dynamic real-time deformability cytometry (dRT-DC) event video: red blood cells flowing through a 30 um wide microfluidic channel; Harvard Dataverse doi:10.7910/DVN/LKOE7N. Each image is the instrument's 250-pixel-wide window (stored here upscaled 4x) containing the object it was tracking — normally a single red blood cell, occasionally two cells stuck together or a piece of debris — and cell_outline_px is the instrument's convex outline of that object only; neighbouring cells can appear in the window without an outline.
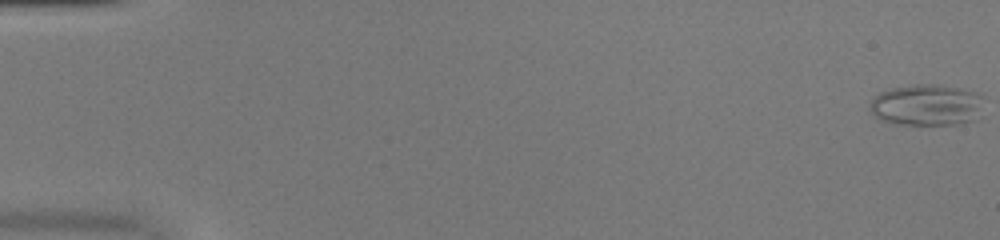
{"species": "common noctule bat (a hibernating species)", "species_latin": "Nyctalus noctula", "temperature_condition": "warm", "stored_images_in_passage": 52, "camera_frame_rate_fps": 3000, "um_per_image_px": 0.085, "animal": {"sex": "female", "body_mass_g": 20.0, "forearm_length_mm": 54.0}, "frame": {"image": 1, "passage_image": 1, "time_ms": 0.0, "image_size_px": [1000, 240], "cell_outline_px": [[984, 116], [976, 120], [956, 124], [896, 124], [880, 120], [872, 112], [868, 104], [880, 92], [892, 88], [916, 84], [940, 84], [980, 92]], "centroid_in_image_um": [78.84, 8.92], "position_along_channel_um": 6.2, "area_um2": 27.92}}
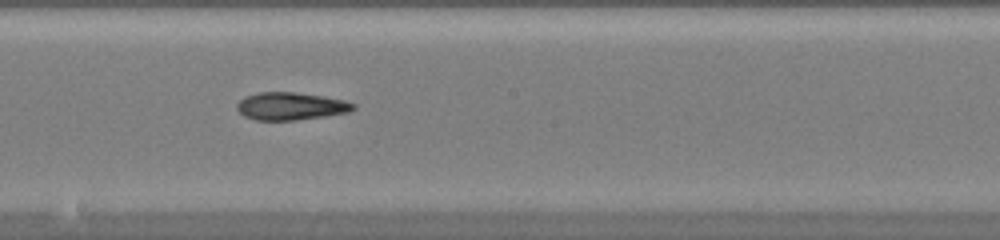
{"frame": {"image": 2, "passage_image": 30, "time_ms": 9.667, "image_size_px": [1000, 240], "cell_outline_px": [[356, 108], [348, 112], [324, 116], [296, 120], [256, 120], [244, 116], [236, 108], [236, 104], [244, 96], [260, 92], [296, 92], [324, 96], [344, 100], [356, 104]], "centroid_in_image_um": [24.71, 9.02], "position_along_channel_um": 223.5, "area_um2": 18.79}}
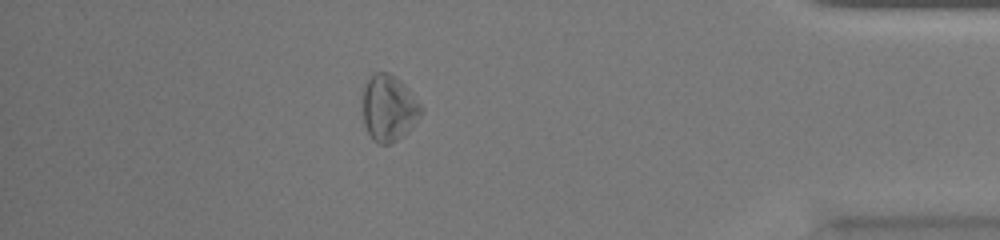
{"frame": {"image": 3, "passage_image": 46, "time_ms": 15.0, "image_size_px": [1000, 240], "cell_outline_px": [[424, 112], [412, 128], [404, 136], [388, 144], [376, 144], [372, 140], [364, 124], [360, 100], [364, 84], [376, 72], [388, 72], [396, 76], [408, 88], [420, 104]], "centroid_in_image_um": [33.02, 9.2], "position_along_channel_um": 402.2, "area_um2": 23.18}}